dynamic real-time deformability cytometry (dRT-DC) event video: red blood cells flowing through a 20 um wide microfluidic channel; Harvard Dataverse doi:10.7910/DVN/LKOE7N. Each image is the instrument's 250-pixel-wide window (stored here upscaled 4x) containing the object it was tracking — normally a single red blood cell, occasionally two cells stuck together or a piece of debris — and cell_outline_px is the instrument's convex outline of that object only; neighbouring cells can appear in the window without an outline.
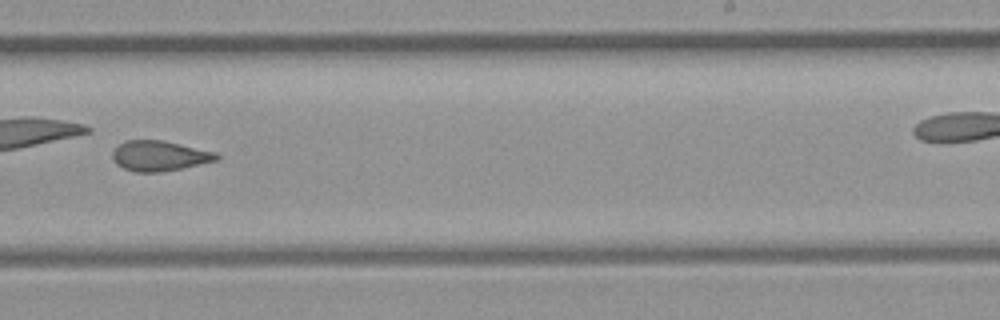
{"species": "common noctule bat (a hibernating species)", "species_latin": "Nyctalus noctula", "temperature_condition": "room temperature", "stored_images_in_passage": 37, "camera_frame_rate_fps": 3000, "um_per_image_px": 0.085, "animal": {"sex": "female", "body_mass_g": 21.9}, "frame": {"image": 1, "passage_image": 27, "time_ms": 8.667, "image_size_px": [1000, 320], "cell_outline_px": [[220, 160], [160, 172], [136, 172], [124, 168], [116, 164], [112, 160], [112, 152], [124, 140], [164, 140], [216, 152], [220, 156]], "centroid_in_image_um": [13.56, 13.24], "position_along_channel_um": 275.4, "area_um2": 18.38}}